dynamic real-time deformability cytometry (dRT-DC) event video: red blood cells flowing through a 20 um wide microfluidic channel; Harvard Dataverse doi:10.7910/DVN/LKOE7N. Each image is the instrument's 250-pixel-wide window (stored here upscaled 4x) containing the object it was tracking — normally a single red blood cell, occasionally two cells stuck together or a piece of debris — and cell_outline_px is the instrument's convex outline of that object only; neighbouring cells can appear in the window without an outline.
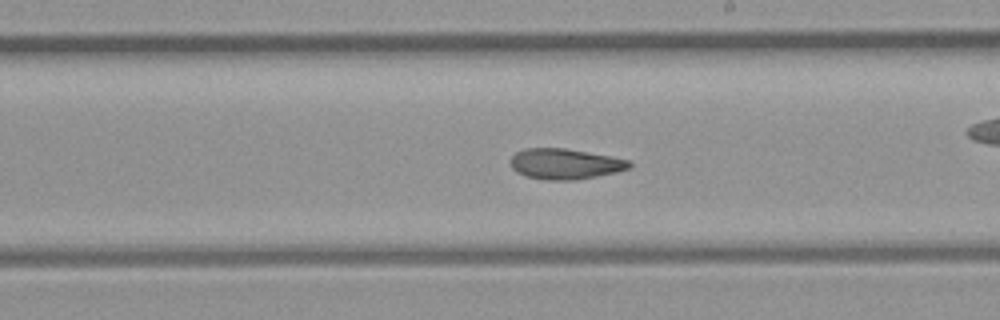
{"species": "common noctule bat (a hibernating species)", "species_latin": "Nyctalus noctula", "temperature_condition": "room temperature", "stored_images_in_passage": 24, "camera_frame_rate_fps": 3000, "um_per_image_px": 0.085, "animal": {"sex": "female", "body_mass_g": 21.9}, "frame": {"image": 1, "passage_image": 14, "time_ms": 4.333, "image_size_px": [1000, 320], "cell_outline_px": [[632, 164], [628, 168], [616, 172], [576, 180], [544, 180], [528, 176], [516, 172], [512, 168], [512, 156], [516, 152], [524, 148], [564, 148], [612, 156], [628, 160]], "centroid_in_image_um": [48.03, 13.93], "position_along_channel_um": 241.0, "area_um2": 21.04}}
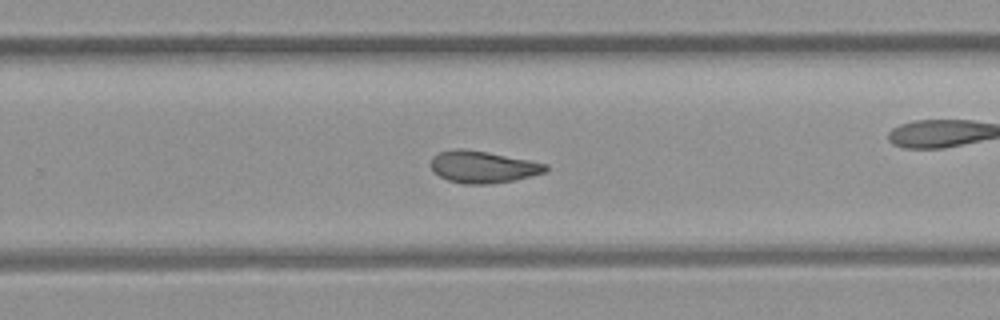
{"frame": {"image": 2, "passage_image": 17, "time_ms": 5.333, "image_size_px": [1000, 320], "cell_outline_px": [[548, 172], [512, 180], [488, 184], [464, 184], [448, 180], [440, 176], [432, 168], [432, 156], [440, 152], [456, 148], [464, 148], [488, 152], [548, 164]], "centroid_in_image_um": [41.06, 14.18], "position_along_channel_um": 288.7, "area_um2": 21.21}}